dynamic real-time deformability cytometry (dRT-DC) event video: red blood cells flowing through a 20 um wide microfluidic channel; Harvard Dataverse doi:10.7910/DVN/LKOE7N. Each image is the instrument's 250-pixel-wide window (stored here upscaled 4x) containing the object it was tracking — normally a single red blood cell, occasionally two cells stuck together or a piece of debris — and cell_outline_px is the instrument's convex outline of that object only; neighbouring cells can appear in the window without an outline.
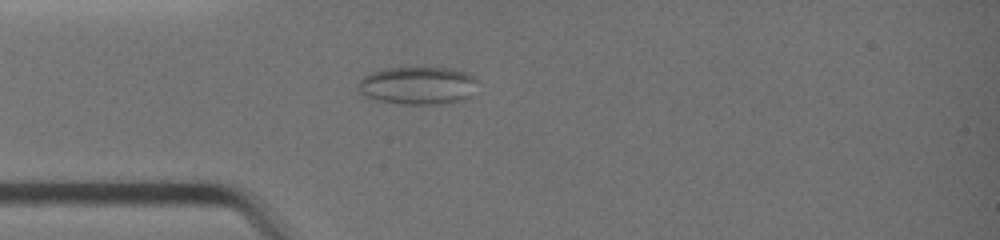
{"species": "common noctule bat (a hibernating species)", "species_latin": "Nyctalus noctula", "temperature_condition": "warm", "stored_images_in_passage": 3, "camera_frame_rate_fps": 3000, "um_per_image_px": 0.085, "animal": {"sex": "female", "body_mass_g": 19.0, "forearm_length_mm": 51.5}, "frame": {"image": 1, "passage_image": 1, "time_ms": 0.0, "image_size_px": [1000, 240], "cell_outline_px": [[480, 80], [468, 96], [464, 100], [440, 104], [404, 104], [376, 100], [364, 96], [356, 88], [356, 84], [368, 72], [384, 68], [452, 68], [476, 76]], "centroid_in_image_um": [35.49, 7.26], "position_along_channel_um": 49.5, "area_um2": 26.65}}